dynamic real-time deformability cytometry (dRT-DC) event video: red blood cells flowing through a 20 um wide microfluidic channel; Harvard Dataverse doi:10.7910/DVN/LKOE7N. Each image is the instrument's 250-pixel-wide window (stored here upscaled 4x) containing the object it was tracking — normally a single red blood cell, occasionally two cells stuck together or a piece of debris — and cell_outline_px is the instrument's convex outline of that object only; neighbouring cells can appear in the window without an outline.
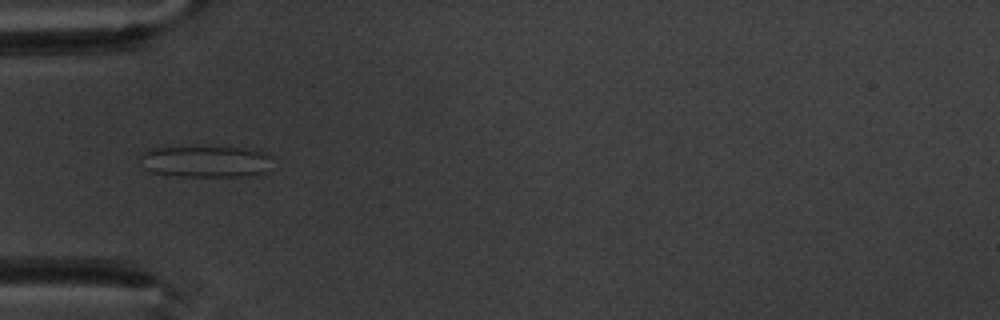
{"species": "common noctule bat (a hibernating species)", "species_latin": "Nyctalus noctula", "temperature_condition": "warm", "stored_images_in_passage": 5, "camera_frame_rate_fps": 3000, "um_per_image_px": 0.085, "animal": {"sex": "male", "body_mass_g": 20.1, "forearm_length_mm": 53.5}, "frame": {"image": 1, "passage_image": 4, "time_ms": 3.333, "image_size_px": [1000, 320], "cell_outline_px": [[272, 156], [264, 172], [252, 176], [176, 176], [152, 172], [144, 168], [140, 156], [140, 152], [148, 148], [244, 148], [264, 152]], "centroid_in_image_um": [17.44, 13.74], "position_along_channel_um": 67.6, "area_um2": 23.99}}